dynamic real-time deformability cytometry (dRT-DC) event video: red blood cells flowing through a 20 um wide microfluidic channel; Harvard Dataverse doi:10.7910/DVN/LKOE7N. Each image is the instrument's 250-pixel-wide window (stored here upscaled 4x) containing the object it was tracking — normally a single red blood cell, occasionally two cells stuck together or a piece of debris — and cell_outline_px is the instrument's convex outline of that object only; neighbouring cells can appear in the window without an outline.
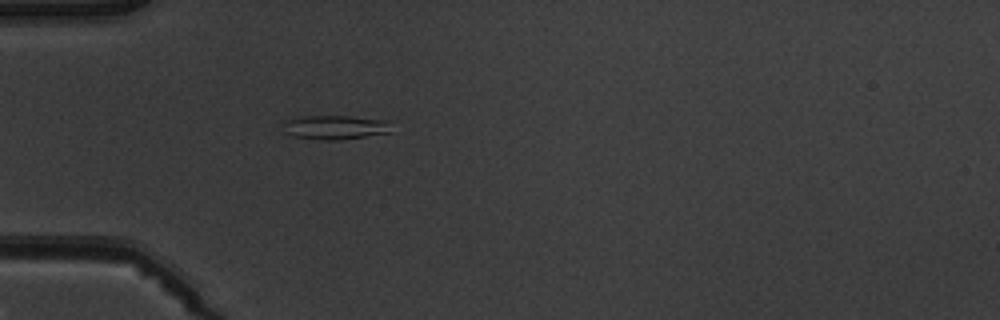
{"species": "common noctule bat (a hibernating species)", "species_latin": "Nyctalus noctula", "temperature_condition": "warm", "stored_images_in_passage": 1, "camera_frame_rate_fps": 3000, "um_per_image_px": 0.085, "animal": {"sex": "male", "body_mass_g": 19.5, "forearm_length_mm": 54.6}, "frame": {"image": 1, "passage_image": 1, "time_ms": 0.0, "image_size_px": [1000, 320], "cell_outline_px": [[392, 132], [340, 140], [320, 140], [292, 136], [284, 132], [284, 120], [304, 116], [348, 116], [388, 120]], "centroid_in_image_um": [28.48, 10.82], "position_along_channel_um": 56.5, "area_um2": 15.32}}